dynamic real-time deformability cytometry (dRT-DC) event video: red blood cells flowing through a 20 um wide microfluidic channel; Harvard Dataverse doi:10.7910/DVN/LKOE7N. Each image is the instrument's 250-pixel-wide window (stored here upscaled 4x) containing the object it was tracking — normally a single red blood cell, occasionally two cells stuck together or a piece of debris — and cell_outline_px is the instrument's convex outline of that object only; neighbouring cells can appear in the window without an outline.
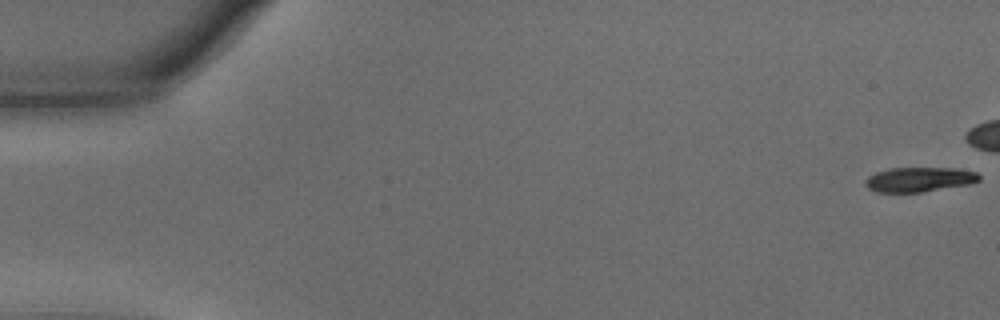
{"species": "common noctule bat (a hibernating species)", "species_latin": "Nyctalus noctula", "temperature_condition": "warm", "stored_images_in_passage": 47, "camera_frame_rate_fps": 3000, "um_per_image_px": 0.085, "animal": {"sex": "male", "body_mass_g": 15.6}, "frame": {"image": 1, "passage_image": 1, "time_ms": 0.0, "image_size_px": [1000, 320], "cell_outline_px": [[980, 180], [972, 184], [920, 192], [876, 192], [868, 188], [864, 184], [864, 180], [868, 176], [876, 172], [892, 168], [952, 168], [976, 172], [980, 176]], "centroid_in_image_um": [78.12, 15.26], "position_along_channel_um": 6.9, "area_um2": 16.36}}
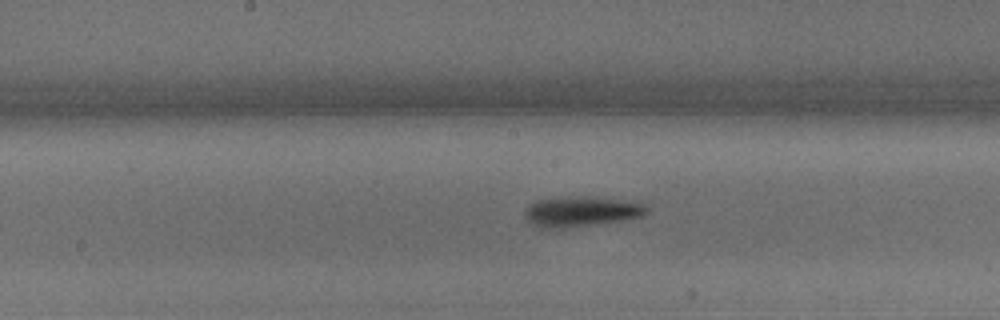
{"frame": {"image": 2, "passage_image": 30, "time_ms": 9.667, "image_size_px": [1000, 320], "cell_outline_px": [[648, 212], [640, 216], [620, 220], [564, 228], [540, 228], [528, 220], [524, 216], [524, 208], [528, 204], [536, 200], [572, 196], [592, 196], [640, 200], [648, 208]], "centroid_in_image_um": [49.43, 17.94], "position_along_channel_um": 198.8, "area_um2": 21.85}}
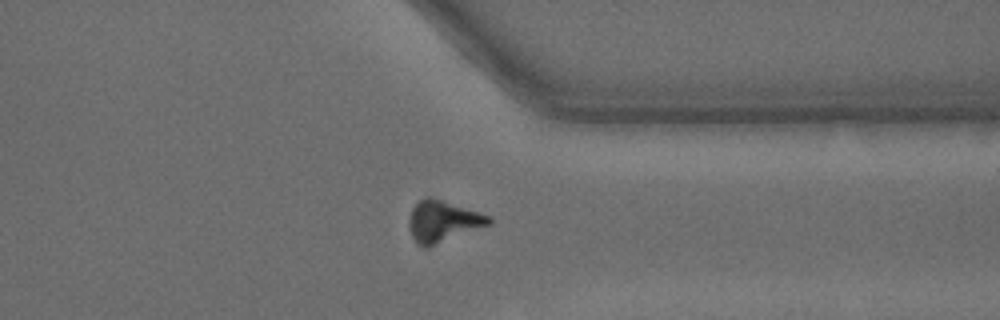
{"frame": {"image": 3, "passage_image": 45, "time_ms": 14.667, "image_size_px": [1000, 320], "cell_outline_px": [[492, 224], [428, 248], [424, 248], [412, 236], [408, 228], [408, 220], [412, 208], [424, 196], [432, 196], [492, 216]], "centroid_in_image_um": [37.67, 18.8], "position_along_channel_um": 373.7, "area_um2": 19.65}}